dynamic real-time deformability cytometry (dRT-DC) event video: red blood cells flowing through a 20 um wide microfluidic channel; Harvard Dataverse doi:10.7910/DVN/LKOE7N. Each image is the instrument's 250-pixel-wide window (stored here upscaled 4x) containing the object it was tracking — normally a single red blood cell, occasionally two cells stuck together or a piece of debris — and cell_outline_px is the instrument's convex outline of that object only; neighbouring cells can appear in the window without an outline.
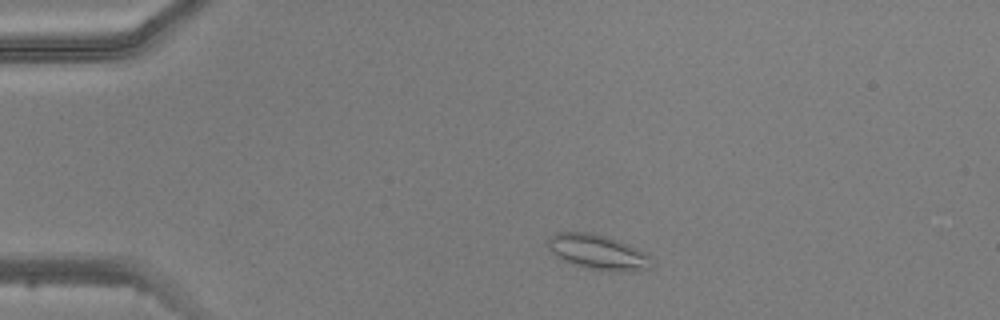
{"species": "common noctule bat (a hibernating species)", "species_latin": "Nyctalus noctula", "temperature_condition": "warm", "stored_images_in_passage": 2, "camera_frame_rate_fps": 3000, "um_per_image_px": 0.085, "animal": {"sex": "male", "body_mass_g": 20.5, "forearm_length_mm": 52.5}, "frame": {"image": 1, "passage_image": 1, "time_ms": 0.0, "image_size_px": [1000, 320], "cell_outline_px": [[652, 268], [632, 272], [608, 272], [576, 264], [564, 260], [552, 252], [548, 248], [548, 236], [556, 232], [596, 232], [608, 236], [648, 252]], "centroid_in_image_um": [50.87, 21.42], "position_along_channel_um": 34.1, "area_um2": 21.39}}